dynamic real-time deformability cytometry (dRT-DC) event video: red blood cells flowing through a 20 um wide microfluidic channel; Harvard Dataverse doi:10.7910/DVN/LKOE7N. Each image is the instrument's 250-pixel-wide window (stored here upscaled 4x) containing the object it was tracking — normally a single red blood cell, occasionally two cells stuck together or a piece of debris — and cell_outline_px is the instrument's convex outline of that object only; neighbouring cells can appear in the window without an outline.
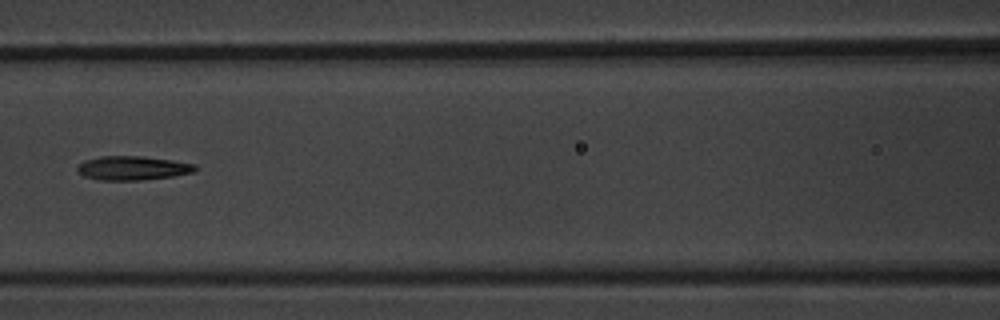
{"species": "common noctule bat (a hibernating species)", "species_latin": "Nyctalus noctula", "temperature_condition": "warm", "stored_images_in_passage": 3, "camera_frame_rate_fps": 3000, "um_per_image_px": 0.085, "animal": {"sex": "male", "body_mass_g": 20.1, "forearm_length_mm": 53.5}, "frame": {"image": 1, "passage_image": 3, "time_ms": 2.333, "image_size_px": [1000, 320], "cell_outline_px": [[196, 168], [192, 172], [172, 176], [140, 180], [100, 180], [84, 176], [76, 172], [76, 168], [84, 160], [100, 156], [144, 156], [172, 160], [192, 164]], "centroid_in_image_um": [11.19, 14.28], "position_along_channel_um": 155.4, "area_um2": 16.36}}